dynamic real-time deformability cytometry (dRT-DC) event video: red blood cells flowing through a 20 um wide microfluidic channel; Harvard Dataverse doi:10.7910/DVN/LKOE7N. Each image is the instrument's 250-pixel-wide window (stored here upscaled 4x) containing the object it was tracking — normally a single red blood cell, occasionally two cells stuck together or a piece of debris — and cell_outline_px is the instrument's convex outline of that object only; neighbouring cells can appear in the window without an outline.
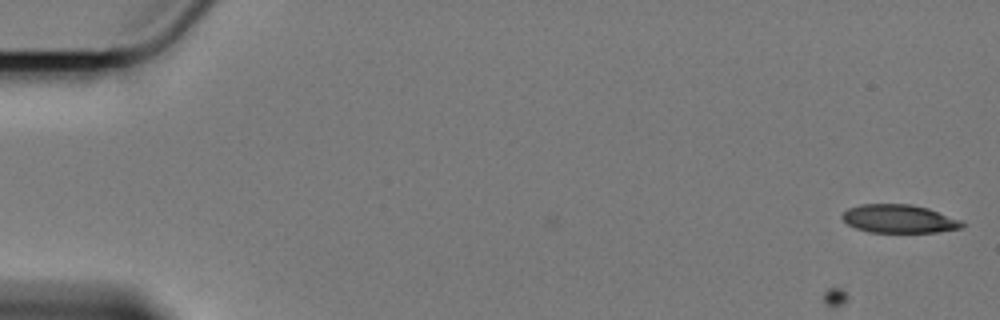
{"species": "Egyptian fruit bat (a non-hibernating species)", "species_latin": "Rousettus aegyptiacus", "temperature_condition": "cold", "stored_images_in_passage": 50, "camera_frame_rate_fps": 3000, "um_per_image_px": 0.085, "animal": {"sex": "female"}, "frame": {"image": 1, "passage_image": 1, "time_ms": 0.0, "image_size_px": [1000, 320], "cell_outline_px": [[964, 224], [960, 228], [936, 232], [868, 232], [856, 228], [848, 224], [840, 216], [848, 208], [860, 204], [912, 204], [928, 208], [960, 220]], "centroid_in_image_um": [76.38, 18.59], "position_along_channel_um": 8.6, "area_um2": 19.65}}
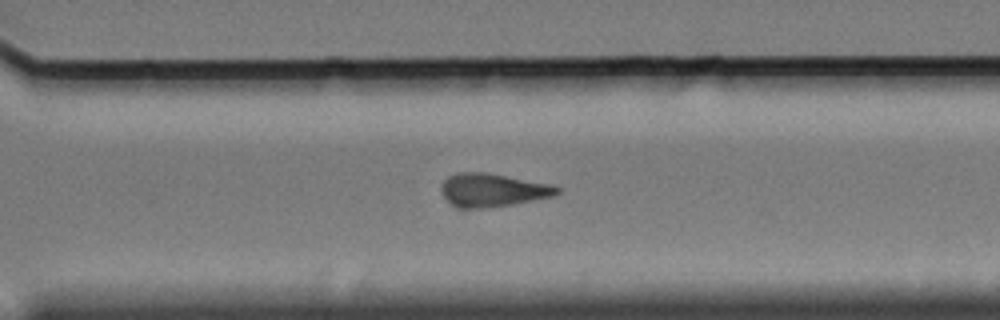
{"frame": {"image": 2, "passage_image": 42, "time_ms": 13.667, "image_size_px": [1000, 320], "cell_outline_px": [[560, 192], [556, 196], [512, 204], [480, 208], [456, 208], [440, 192], [440, 184], [448, 176], [456, 172], [484, 172], [552, 184], [560, 188]], "centroid_in_image_um": [41.86, 16.15], "position_along_channel_um": 328.7, "area_um2": 22.54}}
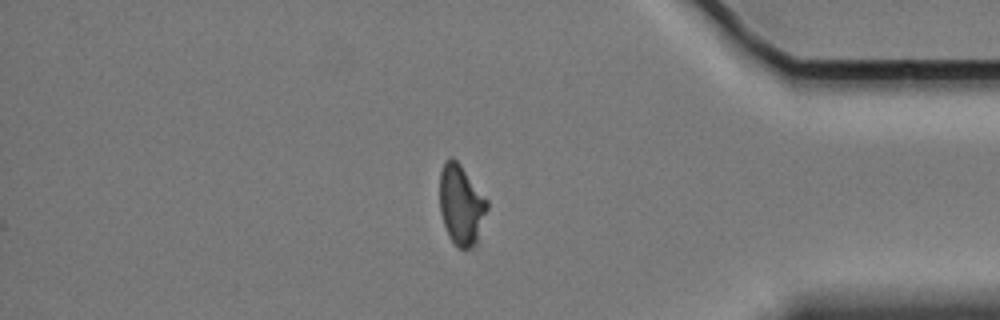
{"frame": {"image": 3, "passage_image": 50, "time_ms": 16.333, "image_size_px": [1000, 320], "cell_outline_px": [[488, 208], [476, 244], [472, 248], [460, 248], [448, 236], [440, 212], [440, 172], [444, 160], [452, 156], [460, 164], [488, 200]], "centroid_in_image_um": [39.2, 17.39], "position_along_channel_um": 396.0, "area_um2": 22.14}}